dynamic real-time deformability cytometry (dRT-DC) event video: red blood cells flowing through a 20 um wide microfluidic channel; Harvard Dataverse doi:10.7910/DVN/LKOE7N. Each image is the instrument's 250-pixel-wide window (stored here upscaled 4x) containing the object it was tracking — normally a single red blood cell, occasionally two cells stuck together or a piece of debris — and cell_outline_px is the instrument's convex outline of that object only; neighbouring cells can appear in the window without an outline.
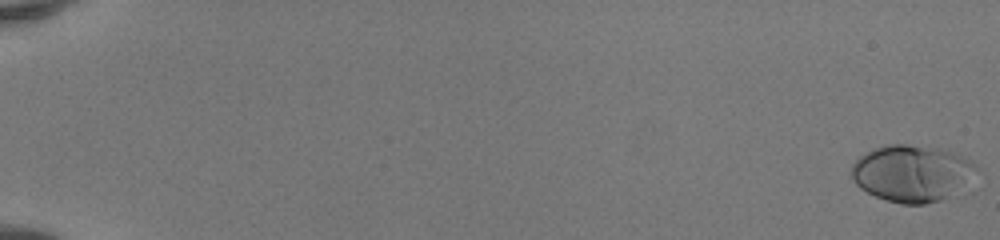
{"species": "human", "species_latin": "Homo sapiens", "temperature_condition": "room temperature", "stored_images_in_passage": 52, "camera_frame_rate_fps": 3000, "um_per_image_px": 0.085, "donor": {"sex": "female"}, "frame": {"image": 1, "passage_image": 1, "time_ms": 0.0, "image_size_px": [1000, 240], "cell_outline_px": [[976, 168], [948, 196], [940, 200], [924, 204], [900, 204], [876, 196], [860, 188], [852, 180], [852, 164], [860, 156], [872, 148], [884, 144], [908, 144], [936, 148], [960, 156], [976, 164]], "centroid_in_image_um": [77.37, 14.71], "position_along_channel_um": 7.6, "area_um2": 40.06}}
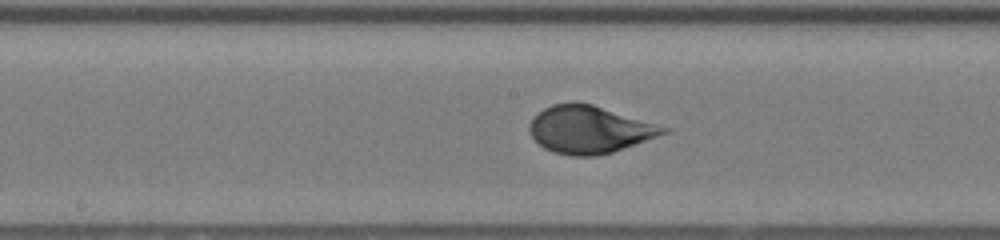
{"frame": {"image": 2, "passage_image": 30, "time_ms": 9.667, "image_size_px": [1000, 240], "cell_outline_px": [[672, 128], [668, 132], [612, 152], [596, 156], [572, 156], [552, 152], [544, 148], [532, 136], [528, 128], [528, 124], [544, 108], [552, 104], [576, 100], [592, 104]], "centroid_in_image_um": [50.09, 10.99], "position_along_channel_um": 198.1, "area_um2": 37.05}}
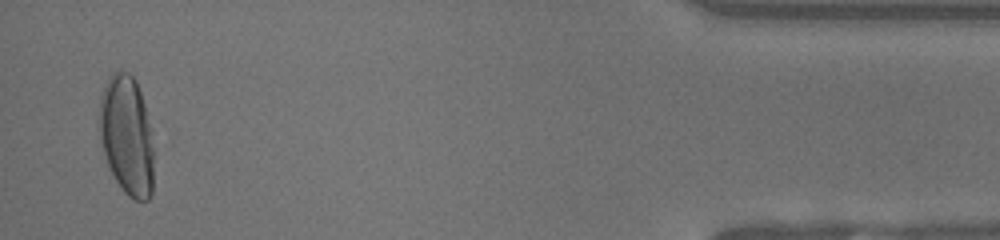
{"frame": {"image": 3, "passage_image": 51, "time_ms": 16.667, "image_size_px": [1000, 240], "cell_outline_px": [[156, 148], [152, 196], [148, 200], [136, 200], [128, 196], [120, 188], [108, 164], [100, 140], [100, 100], [104, 88], [112, 72], [128, 72], [136, 80], [144, 104]], "centroid_in_image_um": [10.84, 11.58], "position_along_channel_um": 424.4, "area_um2": 38.32}, "authors_computed_cell_mechanics": {"area_um2": 37.2521, "velocity_mm_per_s": 4.1473, "shape_relaxation_time_tau1_ms": 3.921, "shape_relaxation_time_tau2_ms": null, "deformation_change_tau1": 0.2001, "deformation_change_tau2": null}}